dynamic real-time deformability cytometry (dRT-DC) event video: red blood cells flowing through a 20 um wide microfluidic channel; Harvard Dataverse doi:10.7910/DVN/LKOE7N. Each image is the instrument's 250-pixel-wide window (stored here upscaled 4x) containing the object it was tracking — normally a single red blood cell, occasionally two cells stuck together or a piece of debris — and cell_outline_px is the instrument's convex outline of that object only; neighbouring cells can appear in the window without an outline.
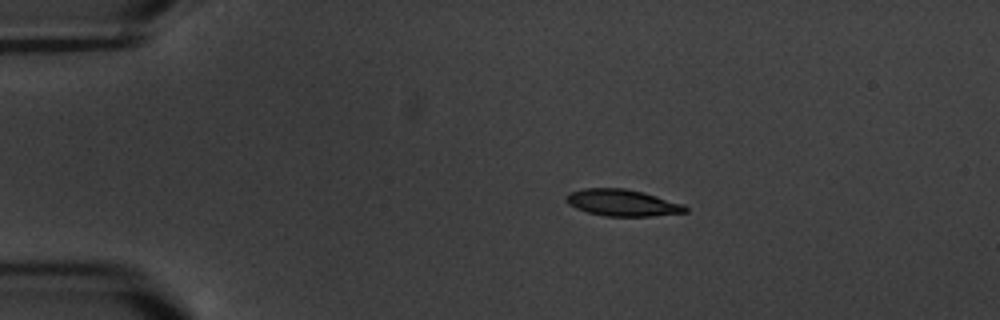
{"species": "common noctule bat (a hibernating species)", "species_latin": "Nyctalus noctula", "temperature_condition": "warm", "stored_images_in_passage": 4, "camera_frame_rate_fps": 3000, "um_per_image_px": 0.085, "animal": {"sex": "male", "body_mass_g": 20.1, "forearm_length_mm": 53.5}, "frame": {"image": 1, "passage_image": 2, "time_ms": 1.333, "image_size_px": [1000, 320], "cell_outline_px": [[688, 212], [652, 216], [604, 216], [588, 212], [576, 208], [568, 204], [564, 200], [564, 196], [568, 192], [584, 188], [624, 188], [640, 192], [684, 204], [688, 208]], "centroid_in_image_um": [52.85, 17.23], "position_along_channel_um": 32.2, "area_um2": 18.5}}